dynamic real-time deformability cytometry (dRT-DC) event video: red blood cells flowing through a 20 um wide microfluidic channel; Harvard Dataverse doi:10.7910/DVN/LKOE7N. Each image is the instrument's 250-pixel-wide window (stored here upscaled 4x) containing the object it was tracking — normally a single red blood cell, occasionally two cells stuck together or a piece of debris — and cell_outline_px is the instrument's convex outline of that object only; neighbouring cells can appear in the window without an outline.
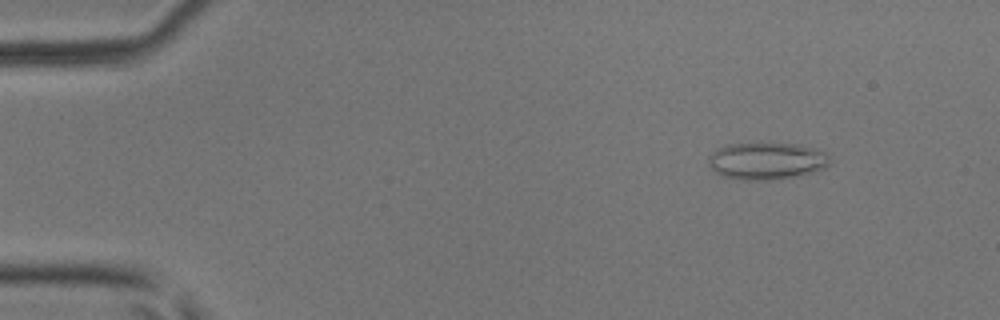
{"species": "common noctule bat (a hibernating species)", "species_latin": "Nyctalus noctula", "temperature_condition": "room temperature", "stored_images_in_passage": 13, "camera_frame_rate_fps": 3000, "um_per_image_px": 0.085, "animal": {"sex": "male", "body_mass_g": 17.9, "forearm_length_mm": 54.2}, "frame": {"image": 1, "passage_image": 6, "time_ms": 1.667, "image_size_px": [1000, 320], "cell_outline_px": [[828, 164], [824, 168], [812, 172], [796, 176], [776, 180], [740, 180], [724, 176], [716, 172], [708, 164], [708, 156], [716, 148], [728, 144], [800, 144], [816, 148], [828, 152]], "centroid_in_image_um": [65.16, 13.68], "position_along_channel_um": 19.8, "area_um2": 26.3}}